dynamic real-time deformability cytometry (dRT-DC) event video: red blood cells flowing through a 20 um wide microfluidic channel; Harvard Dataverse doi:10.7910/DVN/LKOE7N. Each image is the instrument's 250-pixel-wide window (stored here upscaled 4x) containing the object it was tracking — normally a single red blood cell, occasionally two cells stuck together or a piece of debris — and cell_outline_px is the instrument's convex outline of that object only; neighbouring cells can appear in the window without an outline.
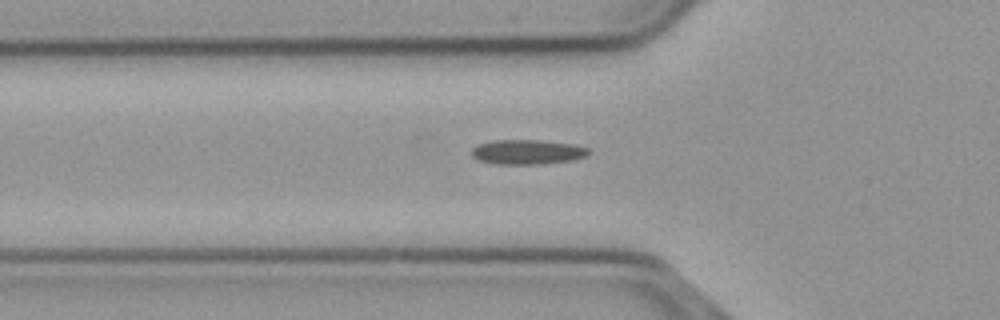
{"species": "common noctule bat (a hibernating species)", "species_latin": "Nyctalus noctula", "temperature_condition": "cold", "stored_images_in_passage": 42, "camera_frame_rate_fps": 3000, "um_per_image_px": 0.085, "animal": {"sex": "male", "body_mass_g": 23.1, "forearm_length_mm": 52.7}, "frame": {"image": 1, "passage_image": 11, "time_ms": 3.333, "image_size_px": [1000, 320], "cell_outline_px": [[592, 152], [588, 156], [572, 160], [540, 164], [496, 164], [480, 160], [472, 156], [472, 148], [480, 144], [492, 140], [540, 140], [572, 144], [588, 148]], "centroid_in_image_um": [44.86, 12.92], "position_along_channel_um": 80.9, "area_um2": 16.82}}
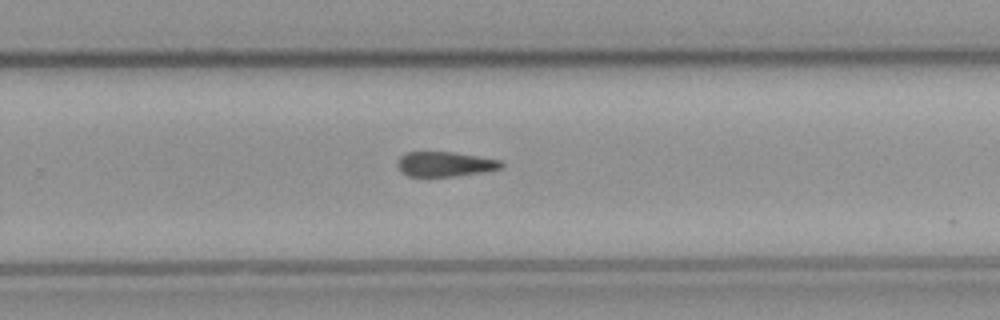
{"frame": {"image": 2, "passage_image": 28, "time_ms": 9.0, "image_size_px": [1000, 320], "cell_outline_px": [[504, 164], [500, 168], [484, 172], [456, 176], [408, 176], [396, 164], [400, 156], [408, 152], [452, 152], [480, 156], [500, 160]], "centroid_in_image_um": [37.85, 13.94], "position_along_channel_um": 292.0, "area_um2": 14.91}}
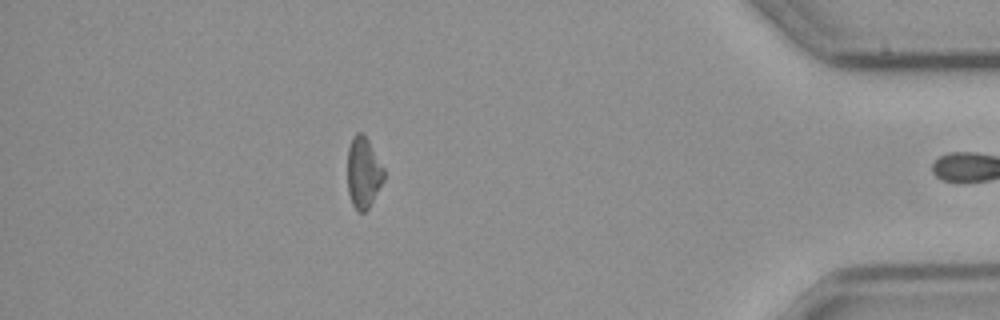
{"frame": {"image": 3, "passage_image": 41, "time_ms": 13.333, "image_size_px": [1000, 320], "cell_outline_px": [[384, 180], [368, 208], [364, 212], [356, 212], [352, 204], [348, 192], [348, 148], [352, 136], [356, 132], [360, 132], [368, 140], [384, 168]], "centroid_in_image_um": [30.88, 14.68], "position_along_channel_um": 404.3, "area_um2": 15.03}}